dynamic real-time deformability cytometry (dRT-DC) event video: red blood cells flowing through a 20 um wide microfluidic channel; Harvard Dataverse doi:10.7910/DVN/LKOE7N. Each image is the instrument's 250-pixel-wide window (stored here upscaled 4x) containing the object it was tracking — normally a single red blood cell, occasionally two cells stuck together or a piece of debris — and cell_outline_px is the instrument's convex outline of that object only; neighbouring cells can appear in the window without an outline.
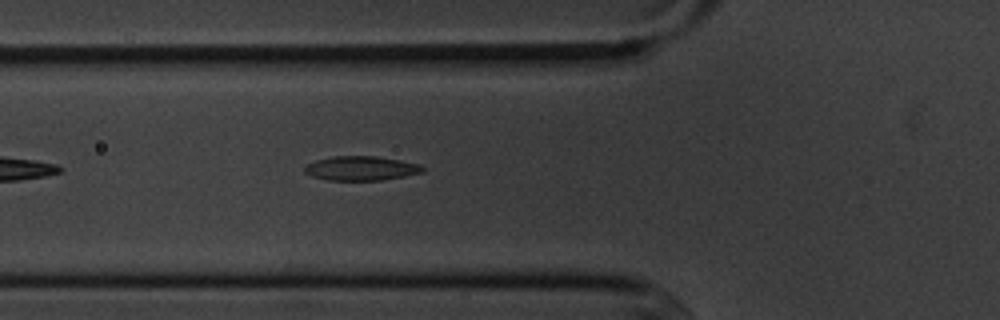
{"species": "common noctule bat (a hibernating species)", "species_latin": "Nyctalus noctula", "temperature_condition": "cold", "stored_images_in_passage": 2, "camera_frame_rate_fps": 3000, "um_per_image_px": 0.085, "animal": {"sex": "male", "body_mass_g": 20.1, "forearm_length_mm": 53.5}, "frame": {"image": 1, "passage_image": 2, "time_ms": 1.0, "image_size_px": [1000, 320], "cell_outline_px": [[424, 172], [404, 176], [380, 180], [328, 180], [312, 176], [304, 172], [304, 164], [316, 160], [332, 156], [376, 156], [400, 160], [420, 164], [424, 168]], "centroid_in_image_um": [30.67, 14.3], "position_along_channel_um": 95.1, "area_um2": 16.76}}